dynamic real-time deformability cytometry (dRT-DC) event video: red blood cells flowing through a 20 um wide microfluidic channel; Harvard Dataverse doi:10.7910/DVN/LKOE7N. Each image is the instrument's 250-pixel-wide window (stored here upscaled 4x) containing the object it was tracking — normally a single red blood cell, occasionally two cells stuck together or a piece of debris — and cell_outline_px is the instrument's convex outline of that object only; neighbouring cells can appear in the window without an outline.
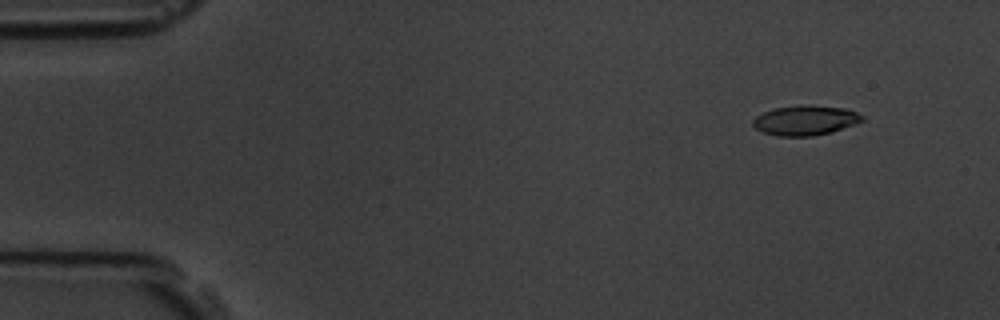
{"species": "common noctule bat (a hibernating species)", "species_latin": "Nyctalus noctula", "temperature_condition": "room temperature", "stored_images_in_passage": 4, "camera_frame_rate_fps": 3000, "um_per_image_px": 0.085, "animal": {"sex": "male", "body_mass_g": 19.5, "forearm_length_mm": 54.6}, "frame": {"image": 1, "passage_image": 2, "time_ms": 1.333, "image_size_px": [1000, 320], "cell_outline_px": [[864, 120], [856, 124], [832, 132], [812, 136], [776, 136], [764, 132], [756, 128], [752, 124], [752, 120], [756, 116], [764, 112], [776, 108], [804, 104], [844, 108], [856, 112], [864, 116]], "centroid_in_image_um": [68.47, 10.23], "position_along_channel_um": 16.5, "area_um2": 19.02}}